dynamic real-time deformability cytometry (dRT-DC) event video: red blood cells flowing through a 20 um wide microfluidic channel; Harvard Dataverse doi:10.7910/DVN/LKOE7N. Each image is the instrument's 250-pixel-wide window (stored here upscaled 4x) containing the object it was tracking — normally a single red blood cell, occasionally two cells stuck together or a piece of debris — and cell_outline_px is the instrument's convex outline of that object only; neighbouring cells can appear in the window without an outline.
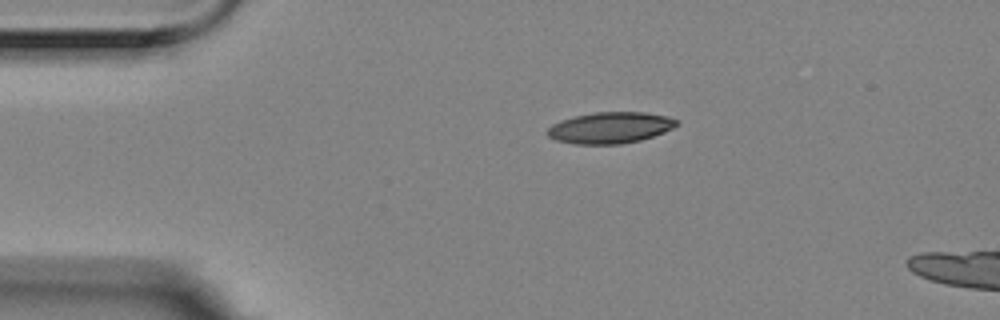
{"species": "Egyptian fruit bat (a non-hibernating species)", "species_latin": "Rousettus aegyptiacus", "temperature_condition": "room temperature", "stored_images_in_passage": 3, "segment_of_instrument_passage": [1, 2], "camera_frame_rate_fps": 3000, "um_per_image_px": 0.085, "animal": {"sex": "female"}, "frame": {"image": 1, "passage_image": 1, "time_ms": 0.0, "image_size_px": [1000, 320], "cell_outline_px": [[676, 124], [672, 128], [664, 132], [640, 140], [620, 144], [572, 144], [556, 140], [548, 136], [548, 128], [552, 124], [560, 120], [576, 116], [596, 112], [644, 112], [668, 116], [676, 120]], "centroid_in_image_um": [51.84, 10.86], "position_along_channel_um": 33.2, "area_um2": 23.35}}